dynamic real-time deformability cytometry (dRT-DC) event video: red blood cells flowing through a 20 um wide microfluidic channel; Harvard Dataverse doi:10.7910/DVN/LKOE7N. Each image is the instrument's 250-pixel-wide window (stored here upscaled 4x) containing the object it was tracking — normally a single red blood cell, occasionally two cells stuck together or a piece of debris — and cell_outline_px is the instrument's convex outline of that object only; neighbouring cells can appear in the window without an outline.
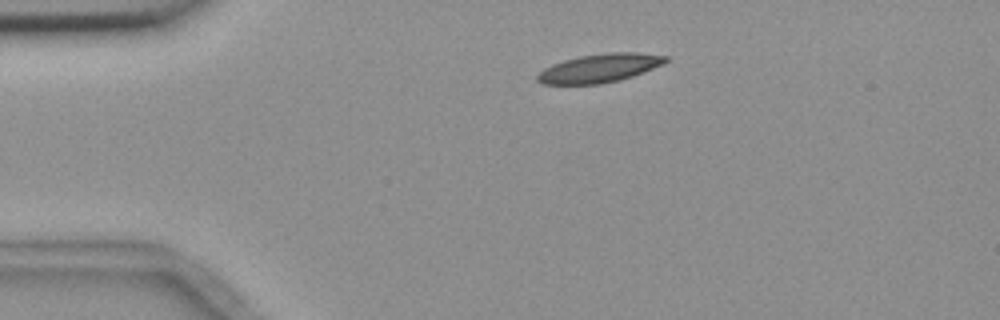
{"species": "common noctule bat (a hibernating species)", "species_latin": "Nyctalus noctula", "temperature_condition": "room temperature", "stored_images_in_passage": 7, "camera_frame_rate_fps": 3000, "um_per_image_px": 0.085, "animal": {"sex": "female", "body_mass_g": 18.4}, "frame": {"image": 1, "passage_image": 1, "time_ms": 0.0, "image_size_px": [1000, 320], "cell_outline_px": [[668, 60], [664, 64], [632, 76], [620, 80], [600, 84], [544, 84], [536, 80], [536, 76], [544, 68], [552, 64], [564, 60], [580, 56], [608, 52], [636, 52], [668, 56]], "centroid_in_image_um": [50.97, 5.79], "position_along_channel_um": 34.0, "area_um2": 21.33}}
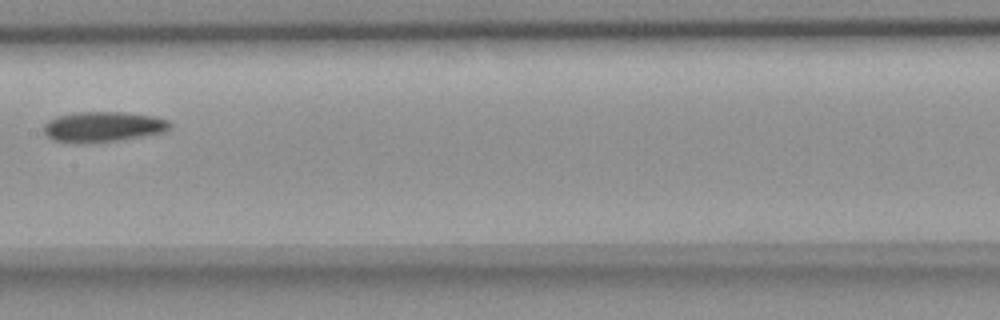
{"frame": {"image": 2, "passage_image": 6, "time_ms": 5.667, "image_size_px": [1000, 320], "cell_outline_px": [[172, 124], [164, 132], [116, 140], [88, 144], [80, 144], [52, 140], [44, 136], [44, 124], [48, 120], [56, 116], [72, 112], [124, 112], [152, 116], [168, 120]], "centroid_in_image_um": [8.67, 10.78], "position_along_channel_um": 198.7, "area_um2": 22.48}}
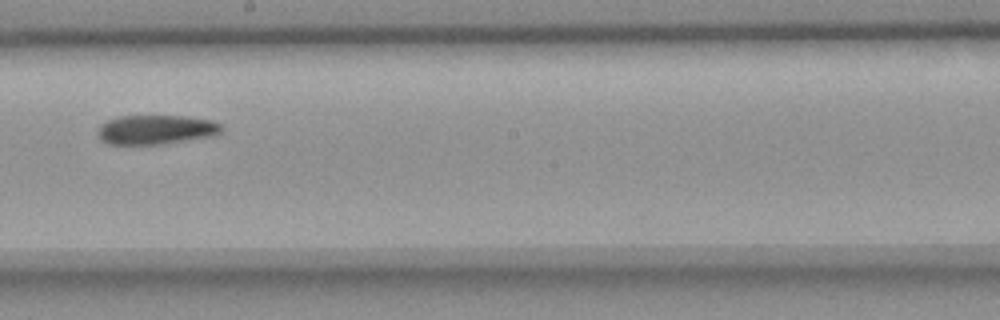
{"frame": {"image": 3, "passage_image": 7, "time_ms": 6.667, "image_size_px": [1000, 320], "cell_outline_px": [[224, 128], [220, 132], [212, 136], [160, 144], [108, 144], [100, 140], [96, 132], [100, 124], [108, 120], [120, 116], [184, 116], [212, 120], [220, 124]], "centroid_in_image_um": [13.22, 11.02], "position_along_channel_um": 235.0, "area_um2": 21.15}}